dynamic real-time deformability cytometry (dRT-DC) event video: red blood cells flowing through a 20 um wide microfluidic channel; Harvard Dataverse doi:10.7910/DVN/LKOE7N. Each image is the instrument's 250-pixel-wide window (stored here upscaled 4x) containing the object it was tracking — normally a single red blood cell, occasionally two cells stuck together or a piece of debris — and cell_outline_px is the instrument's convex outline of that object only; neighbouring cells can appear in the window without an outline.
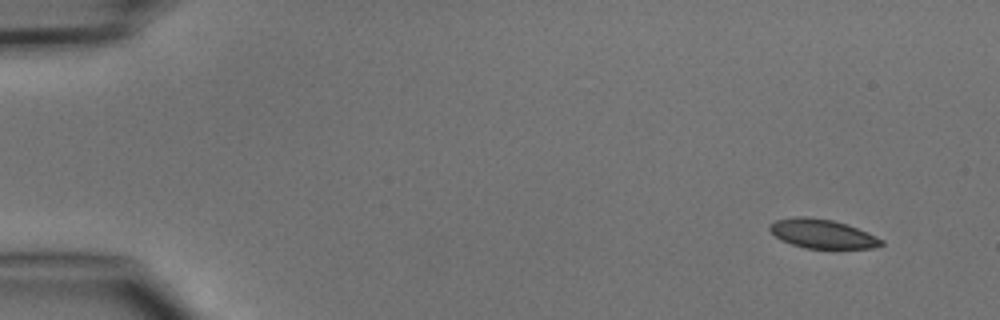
{"species": "common noctule bat (a hibernating species)", "species_latin": "Nyctalus noctula", "temperature_condition": "cold", "stored_images_in_passage": 4, "camera_frame_rate_fps": 3000, "um_per_image_px": 0.085, "animal": {"sex": "male", "body_mass_g": 15.6}, "frame": {"image": 1, "passage_image": 1, "time_ms": 0.0, "image_size_px": [1000, 320], "cell_outline_px": [[884, 244], [872, 248], [804, 248], [780, 240], [768, 228], [768, 224], [776, 220], [792, 216], [808, 216], [832, 220], [848, 224], [876, 236], [884, 240]], "centroid_in_image_um": [69.87, 19.86], "position_along_channel_um": 15.1, "area_um2": 19.02}}
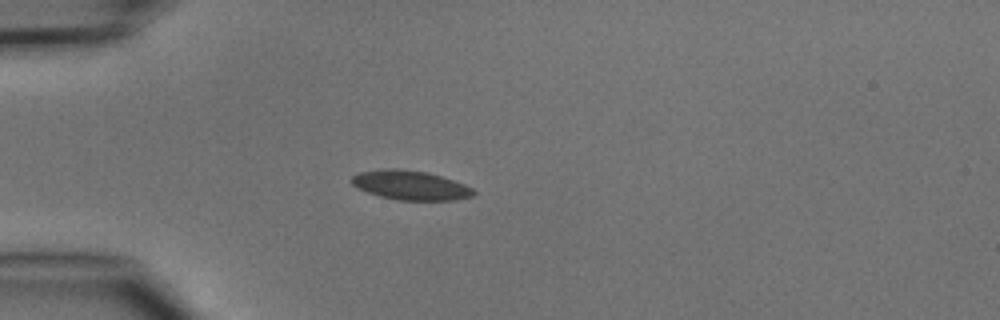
{"frame": {"image": 2, "passage_image": 4, "time_ms": 3.333, "image_size_px": [1000, 320], "cell_outline_px": [[476, 192], [472, 196], [456, 200], [396, 200], [380, 196], [368, 192], [352, 184], [352, 176], [360, 172], [384, 168], [396, 168], [428, 172], [464, 184], [472, 188]], "centroid_in_image_um": [34.9, 15.74], "position_along_channel_um": 50.1, "area_um2": 20.69}}